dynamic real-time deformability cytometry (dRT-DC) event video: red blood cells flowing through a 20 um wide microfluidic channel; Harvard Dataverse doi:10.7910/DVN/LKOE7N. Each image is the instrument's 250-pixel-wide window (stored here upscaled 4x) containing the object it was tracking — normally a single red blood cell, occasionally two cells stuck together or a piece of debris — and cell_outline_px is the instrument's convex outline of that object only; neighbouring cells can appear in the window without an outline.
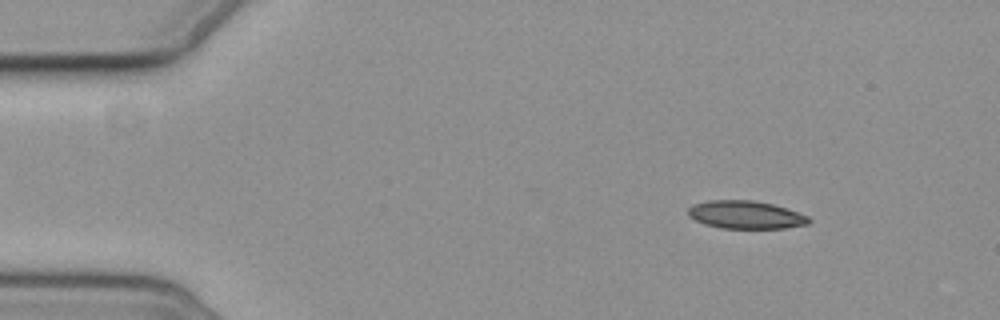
{"species": "common noctule bat (a hibernating species)", "species_latin": "Nyctalus noctula", "temperature_condition": "cold", "stored_images_in_passage": 5, "camera_frame_rate_fps": 3000, "um_per_image_px": 0.085, "animal": {"sex": "female", "body_mass_g": 19.3, "forearm_length_mm": 54.1}, "frame": {"image": 1, "passage_image": 2, "time_ms": 1.333, "image_size_px": [1000, 320], "cell_outline_px": [[812, 220], [808, 224], [784, 228], [720, 228], [704, 224], [688, 216], [688, 208], [692, 204], [708, 200], [752, 200], [772, 204], [808, 216]], "centroid_in_image_um": [63.34, 18.25], "position_along_channel_um": 21.7, "area_um2": 19.59}}